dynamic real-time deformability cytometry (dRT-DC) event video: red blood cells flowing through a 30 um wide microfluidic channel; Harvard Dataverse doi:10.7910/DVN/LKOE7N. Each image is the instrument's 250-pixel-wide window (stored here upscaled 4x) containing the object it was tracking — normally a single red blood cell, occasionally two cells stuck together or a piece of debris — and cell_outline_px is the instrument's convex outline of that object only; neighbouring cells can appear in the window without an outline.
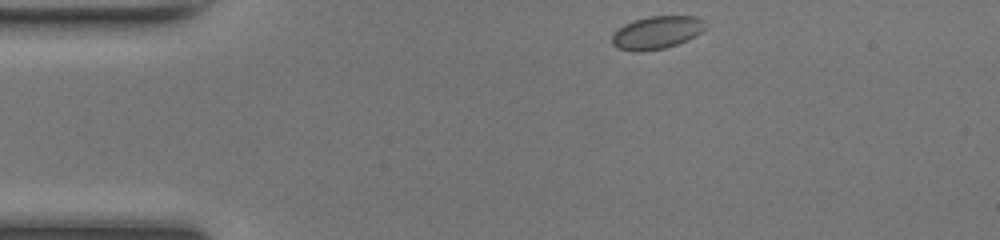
{"species": "common noctule bat (a hibernating species)", "species_latin": "Nyctalus noctula", "temperature_condition": "room temperature", "stored_images_in_passage": 41, "camera_frame_rate_fps": 3000, "um_per_image_px": 0.085, "animal": {"sex": "female", "body_mass_g": 17.0, "forearm_length_mm": 48.0}, "frame": {"image": 1, "passage_image": 1, "time_ms": 0.0, "image_size_px": [1000, 240], "cell_outline_px": [[708, 28], [688, 40], [664, 48], [636, 52], [616, 48], [612, 44], [612, 36], [624, 24], [632, 20], [648, 16], [696, 16], [704, 20], [708, 24]], "centroid_in_image_um": [55.86, 2.75], "position_along_channel_um": 29.1, "area_um2": 18.03}}
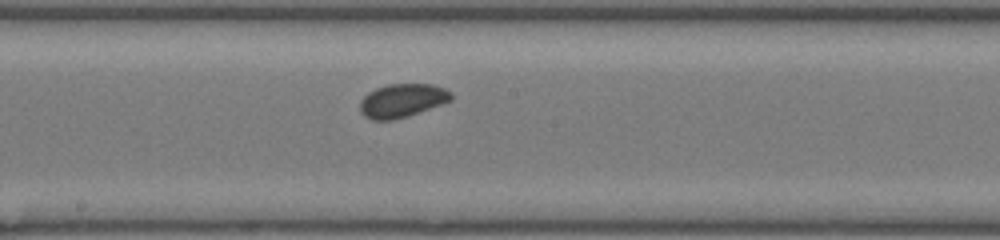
{"frame": {"image": 2, "passage_image": 18, "time_ms": 5.667, "image_size_px": [1000, 240], "cell_outline_px": [[452, 100], [408, 116], [392, 120], [372, 120], [364, 116], [360, 112], [360, 100], [368, 92], [376, 88], [388, 84], [432, 84], [444, 88], [452, 92]], "centroid_in_image_um": [34.17, 8.54], "position_along_channel_um": 214.0, "area_um2": 17.86}}
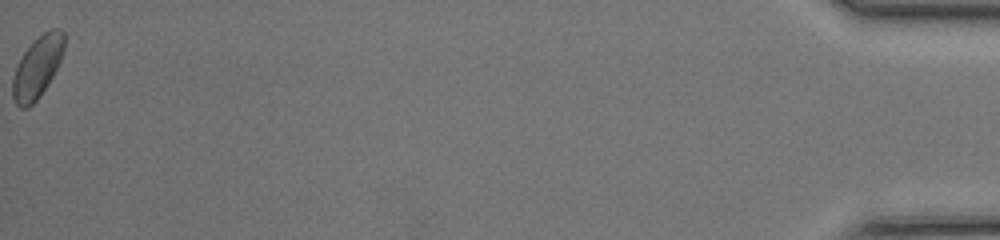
{"frame": {"image": 3, "passage_image": 41, "time_ms": 13.333, "image_size_px": [1000, 240], "cell_outline_px": [[64, 52], [48, 84], [40, 96], [28, 108], [20, 108], [16, 104], [12, 96], [12, 80], [16, 68], [24, 52], [48, 28], [60, 28], [64, 32]], "centroid_in_image_um": [3.18, 5.72], "position_along_channel_um": 432.0, "area_um2": 18.26}, "authors_computed_cell_mechanics": {"area_um2": 17.6868, "velocity_mm_per_s": 4.2745, "shape_relaxation_time_tau1_ms": 0.9056, "shape_relaxation_time_tau2_ms": 3.802, "deformation_change_tau1": 0.0501, "deformation_change_tau2": 0.052}}